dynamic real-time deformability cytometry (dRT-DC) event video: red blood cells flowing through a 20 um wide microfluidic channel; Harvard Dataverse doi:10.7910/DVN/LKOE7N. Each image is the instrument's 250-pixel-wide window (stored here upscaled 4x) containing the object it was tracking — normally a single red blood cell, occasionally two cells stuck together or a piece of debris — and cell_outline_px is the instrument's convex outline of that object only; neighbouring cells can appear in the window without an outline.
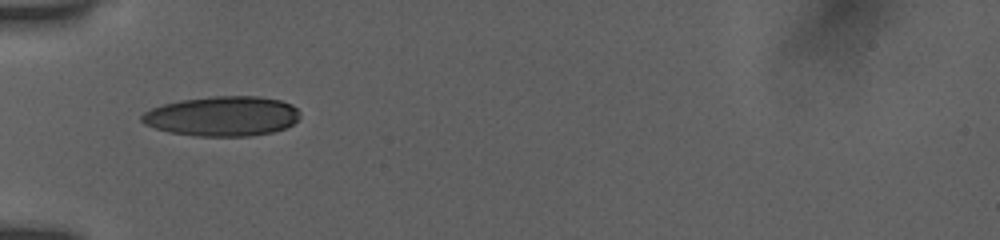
{"species": "human", "species_latin": "Homo sapiens", "temperature_condition": "room temperature", "stored_images_in_passage": 36, "camera_frame_rate_fps": 3000, "um_per_image_px": 0.085, "donor": {"sex": "female"}, "frame": {"image": 1, "passage_image": 1, "time_ms": 0.0, "image_size_px": [1000, 240], "cell_outline_px": [[300, 116], [292, 124], [284, 128], [272, 132], [252, 136], [196, 136], [168, 132], [144, 124], [140, 120], [140, 116], [144, 112], [152, 108], [164, 104], [180, 100], [212, 96], [260, 96], [280, 100], [292, 104], [300, 112]], "centroid_in_image_um": [18.89, 9.87], "position_along_channel_um": 66.1, "area_um2": 36.88}}
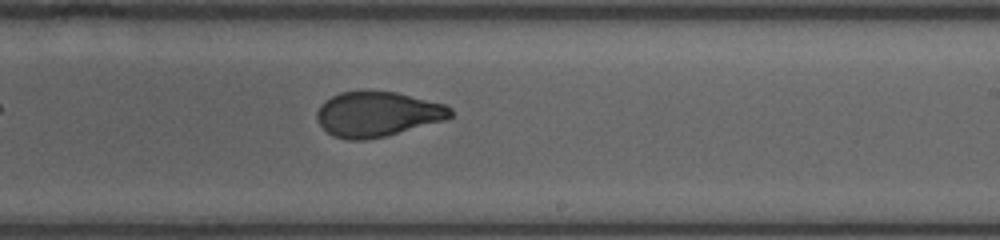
{"frame": {"image": 2, "passage_image": 16, "time_ms": 5.0, "image_size_px": [1000, 240], "cell_outline_px": [[452, 116], [448, 120], [384, 136], [364, 140], [348, 140], [332, 136], [320, 124], [316, 116], [316, 112], [320, 104], [332, 96], [340, 92], [396, 92], [448, 104], [452, 108]], "centroid_in_image_um": [32.13, 9.71], "position_along_channel_um": 256.9, "area_um2": 35.08}}
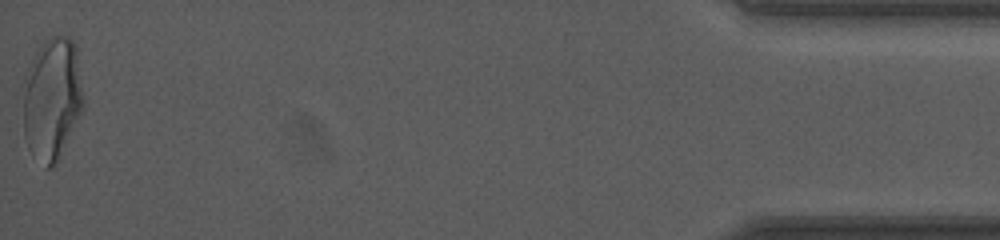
{"frame": {"image": 3, "passage_image": 36, "time_ms": 11.667, "image_size_px": [1000, 240], "cell_outline_px": [[84, 108], [60, 160], [52, 168], [48, 168], [28, 148], [24, 136], [20, 88], [20, 84], [44, 36], [68, 36], [72, 40], [76, 48], [84, 100]], "centroid_in_image_um": [4.39, 8.39], "position_along_channel_um": 430.8, "area_um2": 44.45}, "authors_computed_cell_mechanics": {"area_um2": 36.0672, "velocity_mm_per_s": 3.8818, "shape_relaxation_time_tau1_ms": 5.4895, "shape_relaxation_time_tau2_ms": 0.8564, "deformation_change_tau1": 0.1898, "deformation_change_tau2": 0.0682}}